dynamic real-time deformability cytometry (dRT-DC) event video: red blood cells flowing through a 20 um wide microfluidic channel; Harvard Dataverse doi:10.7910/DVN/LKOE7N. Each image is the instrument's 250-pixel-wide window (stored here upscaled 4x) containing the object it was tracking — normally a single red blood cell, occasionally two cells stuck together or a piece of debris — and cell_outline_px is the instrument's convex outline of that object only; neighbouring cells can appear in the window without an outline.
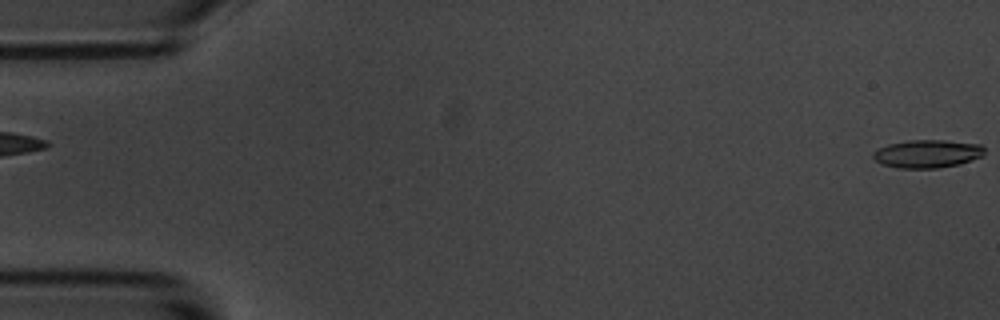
{"species": "common noctule bat (a hibernating species)", "species_latin": "Nyctalus noctula", "temperature_condition": "room temperature", "stored_images_in_passage": 4, "segment_of_instrument_passage": [2, 2], "camera_frame_rate_fps": 3000, "um_per_image_px": 0.085, "animal": {"sex": "male", "body_mass_g": 20.1, "forearm_length_mm": 53.5}, "frame": {"image": 1, "passage_image": 4, "time_ms": 4.333, "image_size_px": [1000, 320], "cell_outline_px": [[984, 156], [960, 164], [940, 168], [896, 168], [880, 164], [872, 156], [872, 152], [888, 144], [908, 140], [944, 140], [980, 144], [984, 148]], "centroid_in_image_um": [78.83, 13.07], "position_along_channel_um": 6.2, "area_um2": 18.38}}